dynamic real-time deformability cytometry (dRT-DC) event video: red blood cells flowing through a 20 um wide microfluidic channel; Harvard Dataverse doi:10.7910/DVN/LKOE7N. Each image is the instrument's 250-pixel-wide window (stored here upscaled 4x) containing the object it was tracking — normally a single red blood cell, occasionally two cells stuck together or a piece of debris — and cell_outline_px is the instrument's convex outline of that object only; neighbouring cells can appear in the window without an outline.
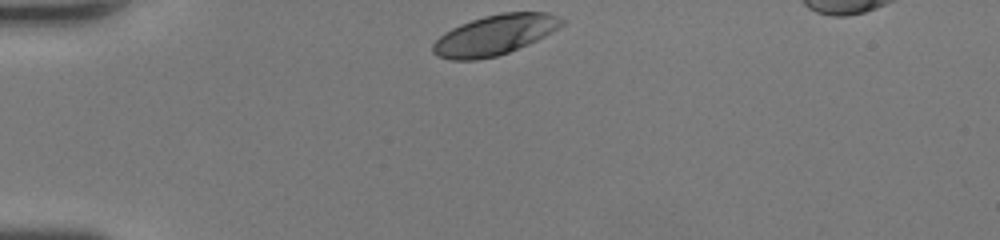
{"species": "human", "species_latin": "Homo sapiens", "temperature_condition": "room temperature", "stored_images_in_passage": 29, "camera_frame_rate_fps": 3000, "um_per_image_px": 0.085, "donor": {"sex": "female"}, "frame": {"image": 1, "passage_image": 1, "time_ms": 0.0, "image_size_px": [1000, 240], "cell_outline_px": [[564, 24], [544, 36], [528, 44], [508, 52], [496, 56], [476, 60], [448, 60], [436, 56], [432, 52], [432, 44], [444, 32], [460, 24], [484, 16], [504, 12], [548, 12], [564, 20]], "centroid_in_image_um": [42.01, 2.98], "position_along_channel_um": 43.0, "area_um2": 30.0}}
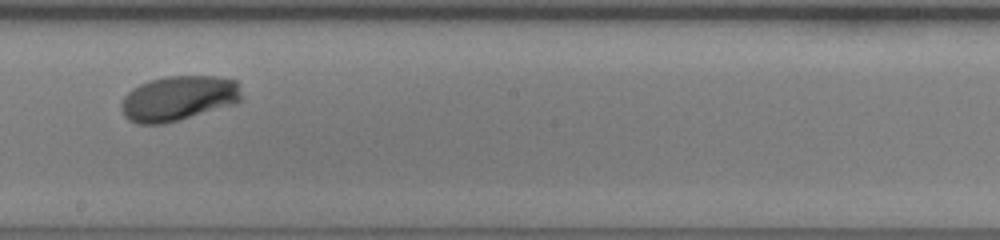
{"frame": {"image": 2, "passage_image": 17, "time_ms": 5.333, "image_size_px": [1000, 240], "cell_outline_px": [[244, 100], [236, 104], [180, 120], [164, 124], [136, 124], [128, 120], [124, 116], [120, 108], [120, 104], [124, 96], [132, 88], [148, 80], [168, 76], [216, 76], [236, 80]], "centroid_in_image_um": [15.17, 8.37], "position_along_channel_um": 233.0, "area_um2": 32.08}}
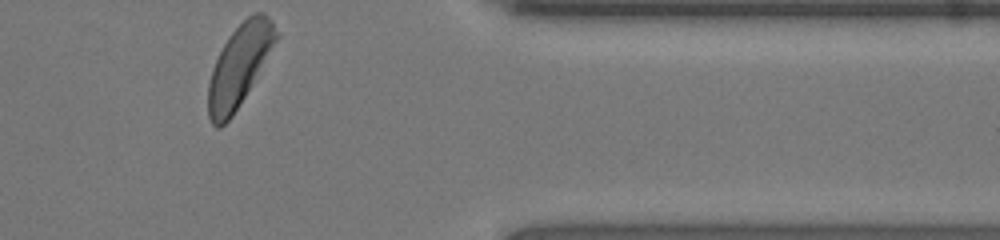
{"frame": {"image": 3, "passage_image": 29, "time_ms": 9.333, "image_size_px": [1000, 240], "cell_outline_px": [[280, 36], [232, 116], [220, 128], [216, 128], [212, 124], [208, 116], [208, 84], [212, 68], [228, 36], [252, 12], [264, 12], [268, 16]], "centroid_in_image_um": [20.33, 5.57], "position_along_channel_um": 391.1, "area_um2": 31.67}, "authors_computed_cell_mechanics": {"area_um2": 31.3854, "velocity_mm_per_s": 4.332, "shape_relaxation_time_tau1_ms": 1.8406, "shape_relaxation_time_tau2_ms": null, "deformation_change_tau1": 0.1329, "deformation_change_tau2": null}}